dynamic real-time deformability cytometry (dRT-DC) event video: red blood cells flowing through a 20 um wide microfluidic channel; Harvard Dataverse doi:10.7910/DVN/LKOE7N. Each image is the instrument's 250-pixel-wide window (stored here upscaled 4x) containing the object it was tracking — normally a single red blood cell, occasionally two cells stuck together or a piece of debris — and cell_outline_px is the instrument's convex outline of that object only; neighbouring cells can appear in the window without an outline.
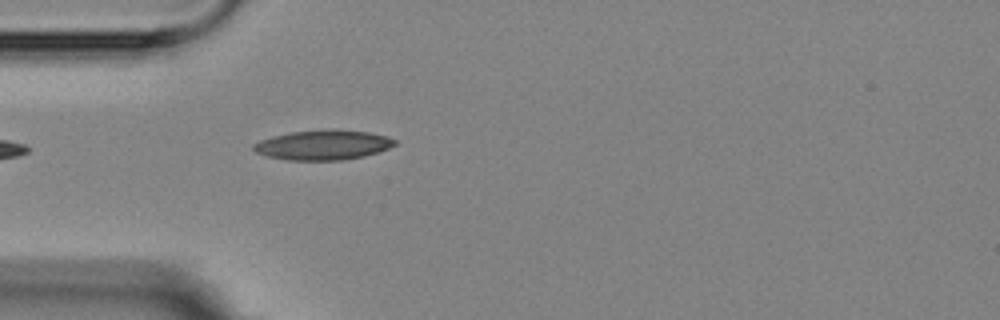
{"species": "Egyptian fruit bat (a non-hibernating species)", "species_latin": "Rousettus aegyptiacus", "temperature_condition": "room temperature", "stored_images_in_passage": 2, "camera_frame_rate_fps": 3000, "um_per_image_px": 0.085, "animal": {"sex": "female"}, "frame": {"image": 1, "passage_image": 2, "time_ms": 1.333, "image_size_px": [1000, 320], "cell_outline_px": [[396, 144], [388, 148], [364, 156], [340, 160], [288, 160], [268, 156], [256, 152], [252, 148], [252, 144], [260, 140], [272, 136], [292, 132], [328, 128], [332, 128], [368, 132], [388, 136], [396, 140]], "centroid_in_image_um": [27.46, 12.3], "position_along_channel_um": 57.5, "area_um2": 24.62}}